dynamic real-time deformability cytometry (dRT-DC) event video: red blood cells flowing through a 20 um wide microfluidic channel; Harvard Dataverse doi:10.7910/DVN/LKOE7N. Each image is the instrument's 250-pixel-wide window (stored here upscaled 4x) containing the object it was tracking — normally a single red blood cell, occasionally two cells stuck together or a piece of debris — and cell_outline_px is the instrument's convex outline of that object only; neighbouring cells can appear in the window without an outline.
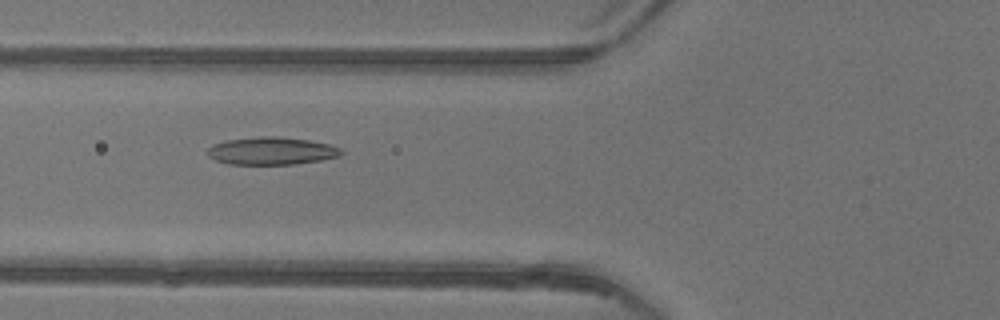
{"species": "common noctule bat (a hibernating species)", "species_latin": "Nyctalus noctula", "temperature_condition": "warm", "stored_images_in_passage": 51, "camera_frame_rate_fps": 3000, "um_per_image_px": 0.085, "animal": {"sex": "female"}, "frame": {"image": 1, "passage_image": 21, "time_ms": 6.667, "image_size_px": [1000, 320], "cell_outline_px": [[344, 152], [340, 156], [320, 160], [292, 164], [228, 164], [216, 160], [208, 156], [208, 148], [224, 140], [260, 136], [276, 136], [308, 140], [328, 144], [340, 148]], "centroid_in_image_um": [23.08, 12.82], "position_along_channel_um": 102.7, "area_um2": 21.39}}
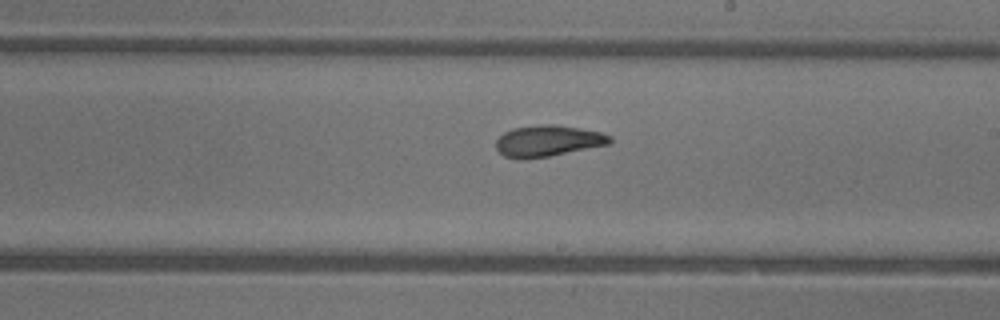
{"frame": {"image": 2, "passage_image": 31, "time_ms": 10.0, "image_size_px": [1000, 320], "cell_outline_px": [[612, 140], [608, 144], [548, 156], [504, 156], [496, 148], [496, 140], [504, 132], [512, 128], [540, 124], [556, 124], [580, 128], [600, 132], [612, 136]], "centroid_in_image_um": [46.6, 11.92], "position_along_channel_um": 242.4, "area_um2": 20.06}}
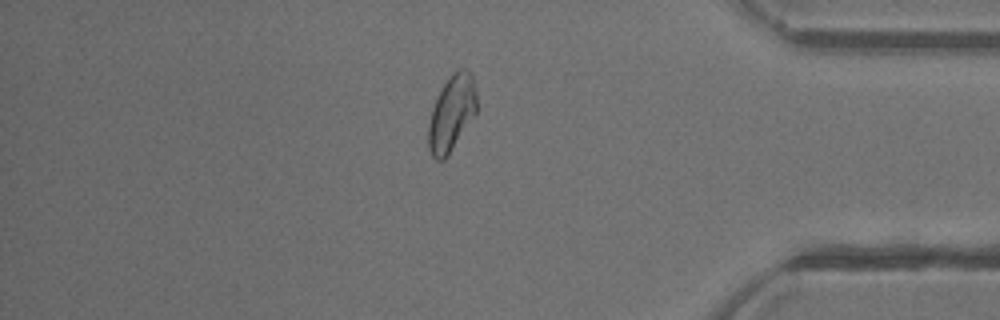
{"frame": {"image": 3, "passage_image": 44, "time_ms": 14.333, "image_size_px": [1000, 320], "cell_outline_px": [[476, 112], [448, 156], [444, 160], [436, 160], [432, 156], [428, 148], [428, 124], [432, 108], [436, 96], [448, 76], [456, 68], [464, 68], [472, 72], [476, 92]], "centroid_in_image_um": [38.37, 9.58], "position_along_channel_um": 396.8, "area_um2": 21.62}, "authors_computed_cell_mechanics": {"area_um2": 21.7328, "velocity_mm_per_s": 4.1827, "shape_relaxation_time_tau1_ms": 6.6899, "shape_relaxation_time_tau2_ms": 1.9522, "deformation_change_tau1": 0.1885, "deformation_change_tau2": 0.0841}}